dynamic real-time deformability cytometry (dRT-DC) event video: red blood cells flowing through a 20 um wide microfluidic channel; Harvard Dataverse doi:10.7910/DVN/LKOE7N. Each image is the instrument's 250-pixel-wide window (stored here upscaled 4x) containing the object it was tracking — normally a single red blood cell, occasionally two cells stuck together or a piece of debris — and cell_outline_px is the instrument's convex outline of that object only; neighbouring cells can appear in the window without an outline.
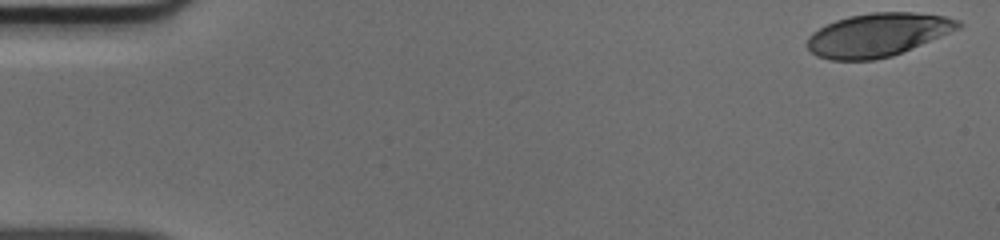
{"species": "human", "species_latin": "Homo sapiens", "temperature_condition": "cold", "stored_images_in_passage": 46, "camera_frame_rate_fps": 3000, "um_per_image_px": 0.085, "donor": {"sex": "male"}, "frame": {"image": 1, "passage_image": 1, "time_ms": 0.0, "image_size_px": [1000, 240], "cell_outline_px": [[964, 24], [960, 28], [892, 56], [876, 60], [828, 60], [816, 56], [804, 44], [808, 36], [812, 32], [836, 20], [848, 16], [872, 12], [912, 12], [944, 16], [960, 20]], "centroid_in_image_um": [74.58, 2.96], "position_along_channel_um": 10.4, "area_um2": 38.21}}
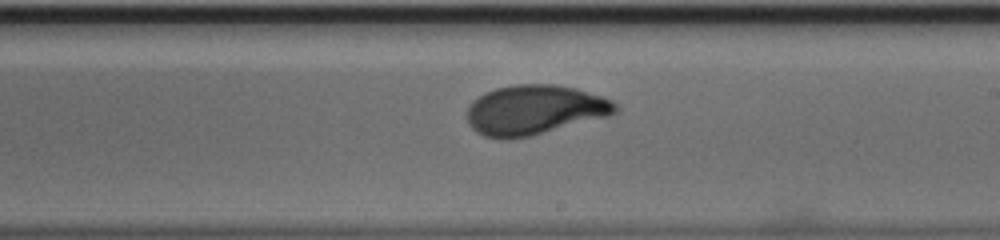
{"frame": {"image": 2, "passage_image": 29, "time_ms": 9.333, "image_size_px": [1000, 240], "cell_outline_px": [[620, 108], [616, 112], [608, 116], [532, 136], [512, 140], [504, 140], [484, 136], [476, 132], [468, 124], [468, 108], [472, 100], [484, 92], [496, 88], [516, 84], [556, 84], [576, 88], [612, 100]], "centroid_in_image_um": [45.42, 9.35], "position_along_channel_um": 243.6, "area_um2": 43.35}}
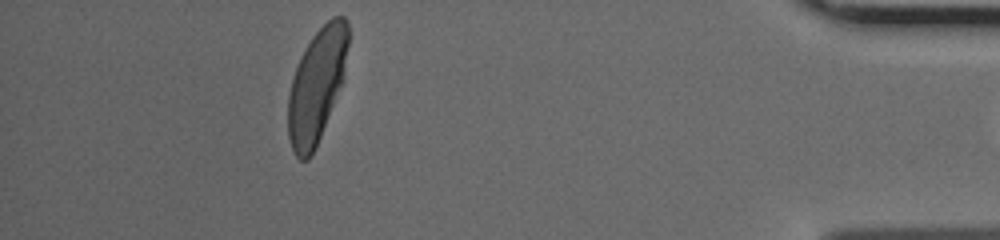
{"frame": {"image": 3, "passage_image": 45, "time_ms": 14.667, "image_size_px": [1000, 240], "cell_outline_px": [[348, 44], [344, 80], [316, 148], [312, 156], [308, 160], [300, 160], [292, 152], [288, 136], [288, 96], [292, 76], [300, 56], [312, 36], [332, 16], [344, 16], [348, 20]], "centroid_in_image_um": [26.92, 7.29], "position_along_channel_um": 408.3, "area_um2": 40.29}}